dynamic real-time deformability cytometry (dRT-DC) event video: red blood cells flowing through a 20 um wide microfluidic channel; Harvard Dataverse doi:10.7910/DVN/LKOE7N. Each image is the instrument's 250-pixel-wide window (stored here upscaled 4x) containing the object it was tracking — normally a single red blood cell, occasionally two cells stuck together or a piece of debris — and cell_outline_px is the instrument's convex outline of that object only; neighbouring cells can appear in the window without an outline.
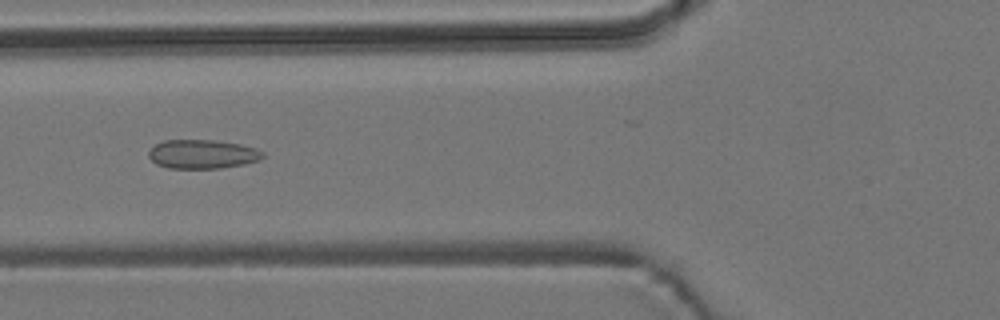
{"species": "common noctule bat (a hibernating species)", "species_latin": "Nyctalus noctula", "temperature_condition": "room temperature", "stored_images_in_passage": 10, "camera_frame_rate_fps": 3000, "um_per_image_px": 0.085, "animal": {"sex": "male", "body_mass_g": 19.2, "forearm_length_mm": 51.8}, "frame": {"image": 1, "passage_image": 6, "time_ms": 1.667, "image_size_px": [1000, 320], "cell_outline_px": [[264, 156], [260, 160], [244, 164], [220, 168], [168, 168], [156, 164], [148, 156], [148, 152], [156, 144], [164, 140], [216, 140], [240, 144], [256, 148], [264, 152]], "centroid_in_image_um": [17.22, 13.1], "position_along_channel_um": 108.6, "area_um2": 19.31}}
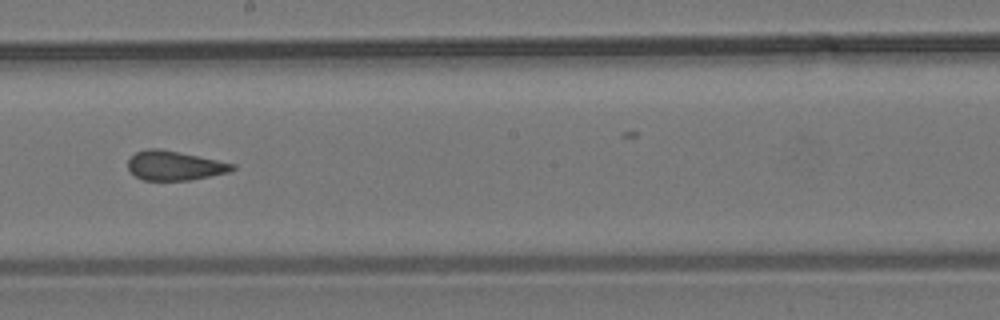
{"frame": {"image": 2, "passage_image": 9, "time_ms": 2.667, "image_size_px": [1000, 320], "cell_outline_px": [[236, 168], [228, 172], [188, 180], [144, 180], [136, 176], [128, 168], [128, 160], [136, 152], [148, 148], [160, 148], [236, 164]], "centroid_in_image_um": [14.83, 14.07], "position_along_channel_um": 233.4, "area_um2": 17.63}}
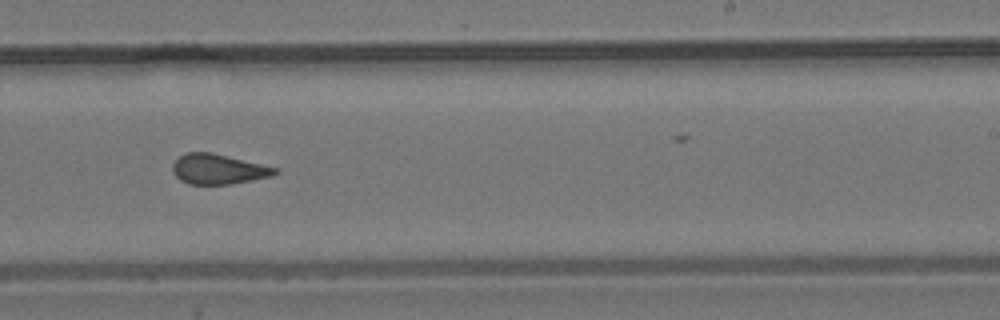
{"frame": {"image": 3, "passage_image": 10, "time_ms": 3.0, "image_size_px": [1000, 320], "cell_outline_px": [[280, 172], [272, 176], [232, 184], [188, 184], [180, 180], [172, 172], [172, 164], [184, 152], [212, 152], [276, 168]], "centroid_in_image_um": [18.52, 14.38], "position_along_channel_um": 270.5, "area_um2": 17.92}}